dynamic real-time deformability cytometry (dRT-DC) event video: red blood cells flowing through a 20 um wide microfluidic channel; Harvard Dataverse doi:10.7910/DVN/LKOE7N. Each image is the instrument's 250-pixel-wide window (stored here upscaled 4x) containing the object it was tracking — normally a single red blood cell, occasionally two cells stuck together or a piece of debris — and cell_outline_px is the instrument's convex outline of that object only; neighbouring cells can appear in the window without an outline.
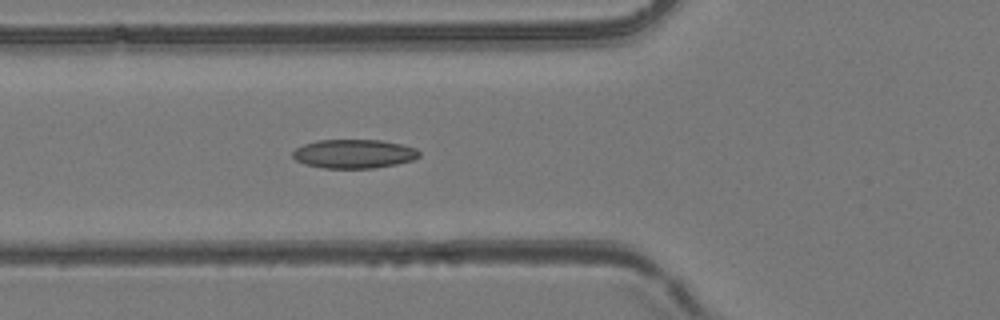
{"species": "common noctule bat (a hibernating species)", "species_latin": "Nyctalus noctula", "temperature_condition": "room temperature", "stored_images_in_passage": 12, "camera_frame_rate_fps": 3000, "um_per_image_px": 0.085, "animal": {"sex": "female", "body_mass_g": 24.6, "forearm_length_mm": 56.2}, "frame": {"image": 1, "passage_image": 6, "time_ms": 1.667, "image_size_px": [1000, 320], "cell_outline_px": [[420, 156], [412, 160], [396, 164], [372, 168], [324, 168], [304, 164], [296, 160], [292, 156], [292, 152], [296, 148], [304, 144], [316, 140], [380, 140], [400, 144], [416, 148], [420, 152]], "centroid_in_image_um": [30.07, 13.07], "position_along_channel_um": 95.7, "area_um2": 21.27}}